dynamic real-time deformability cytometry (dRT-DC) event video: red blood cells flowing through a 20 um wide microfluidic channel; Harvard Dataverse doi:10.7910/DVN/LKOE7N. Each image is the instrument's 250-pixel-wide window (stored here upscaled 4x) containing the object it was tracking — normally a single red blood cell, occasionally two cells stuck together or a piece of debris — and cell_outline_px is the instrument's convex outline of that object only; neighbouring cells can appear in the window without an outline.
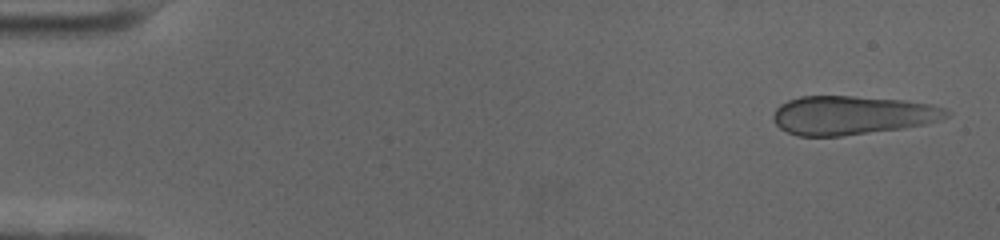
{"species": "human", "species_latin": "Homo sapiens", "temperature_condition": "cold", "stored_images_in_passage": 56, "camera_frame_rate_fps": 3000, "um_per_image_px": 0.085, "donor": {"sex": "female"}, "frame": {"image": 1, "passage_image": 2, "time_ms": 0.333, "image_size_px": [1000, 240], "cell_outline_px": [[952, 112], [948, 116], [940, 120], [924, 124], [904, 128], [840, 136], [796, 136], [780, 128], [772, 120], [772, 116], [776, 108], [780, 104], [788, 100], [800, 96], [852, 96], [904, 100], [932, 104], [944, 108]], "centroid_in_image_um": [72.42, 9.79], "position_along_channel_um": 12.6, "area_um2": 39.36}}
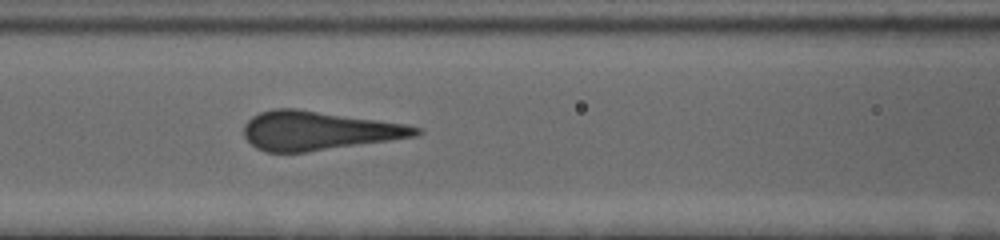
{"frame": {"image": 2, "passage_image": 24, "time_ms": 7.667, "image_size_px": [1000, 240], "cell_outline_px": [[424, 132], [416, 136], [304, 152], [264, 152], [256, 148], [244, 136], [244, 124], [252, 116], [260, 112], [272, 108], [296, 108], [408, 124], [420, 128]], "centroid_in_image_um": [27.04, 11.09], "position_along_channel_um": 139.6, "area_um2": 38.84}}
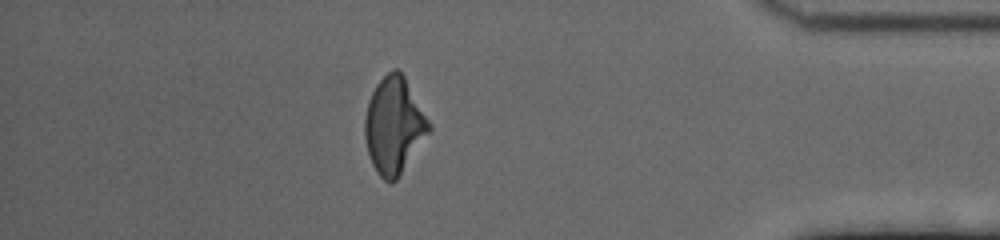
{"frame": {"image": 3, "passage_image": 49, "time_ms": 16.0, "image_size_px": [1000, 240], "cell_outline_px": [[432, 132], [396, 180], [392, 184], [388, 184], [376, 172], [372, 164], [368, 152], [364, 136], [364, 116], [368, 100], [376, 84], [392, 68], [396, 68], [404, 76], [432, 124]], "centroid_in_image_um": [33.51, 10.7], "position_along_channel_um": 401.7, "area_um2": 36.59}}